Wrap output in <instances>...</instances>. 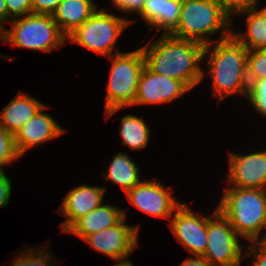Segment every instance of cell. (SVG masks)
I'll return each mask as SVG.
<instances>
[{
  "mask_svg": "<svg viewBox=\"0 0 266 266\" xmlns=\"http://www.w3.org/2000/svg\"><path fill=\"white\" fill-rule=\"evenodd\" d=\"M204 47L201 43L163 33L152 45L148 43L141 50L149 70L179 80L191 90L204 76L198 65L204 59Z\"/></svg>",
  "mask_w": 266,
  "mask_h": 266,
  "instance_id": "1",
  "label": "cell"
},
{
  "mask_svg": "<svg viewBox=\"0 0 266 266\" xmlns=\"http://www.w3.org/2000/svg\"><path fill=\"white\" fill-rule=\"evenodd\" d=\"M208 56L209 73L212 76L213 93L221 101L236 93L248 95V49L225 30Z\"/></svg>",
  "mask_w": 266,
  "mask_h": 266,
  "instance_id": "2",
  "label": "cell"
},
{
  "mask_svg": "<svg viewBox=\"0 0 266 266\" xmlns=\"http://www.w3.org/2000/svg\"><path fill=\"white\" fill-rule=\"evenodd\" d=\"M224 190L218 210L239 236L259 240L266 227V190L236 187Z\"/></svg>",
  "mask_w": 266,
  "mask_h": 266,
  "instance_id": "3",
  "label": "cell"
},
{
  "mask_svg": "<svg viewBox=\"0 0 266 266\" xmlns=\"http://www.w3.org/2000/svg\"><path fill=\"white\" fill-rule=\"evenodd\" d=\"M231 19L217 0H182L179 22L169 34L203 44L205 58L215 42L209 40L208 35L220 28L228 30Z\"/></svg>",
  "mask_w": 266,
  "mask_h": 266,
  "instance_id": "4",
  "label": "cell"
},
{
  "mask_svg": "<svg viewBox=\"0 0 266 266\" xmlns=\"http://www.w3.org/2000/svg\"><path fill=\"white\" fill-rule=\"evenodd\" d=\"M112 60L105 104L106 118L122 107L134 104L139 79L145 67L141 48L127 53L117 51Z\"/></svg>",
  "mask_w": 266,
  "mask_h": 266,
  "instance_id": "5",
  "label": "cell"
},
{
  "mask_svg": "<svg viewBox=\"0 0 266 266\" xmlns=\"http://www.w3.org/2000/svg\"><path fill=\"white\" fill-rule=\"evenodd\" d=\"M11 29L1 30L0 41L31 50L51 51L60 48L66 41L52 15L28 14L21 19H12Z\"/></svg>",
  "mask_w": 266,
  "mask_h": 266,
  "instance_id": "6",
  "label": "cell"
},
{
  "mask_svg": "<svg viewBox=\"0 0 266 266\" xmlns=\"http://www.w3.org/2000/svg\"><path fill=\"white\" fill-rule=\"evenodd\" d=\"M130 23L132 22L109 14L104 9L96 10L67 38L93 52L113 58L112 51L115 41Z\"/></svg>",
  "mask_w": 266,
  "mask_h": 266,
  "instance_id": "7",
  "label": "cell"
},
{
  "mask_svg": "<svg viewBox=\"0 0 266 266\" xmlns=\"http://www.w3.org/2000/svg\"><path fill=\"white\" fill-rule=\"evenodd\" d=\"M213 217H207L208 242L203 257L213 266H239L242 258L239 235L218 208Z\"/></svg>",
  "mask_w": 266,
  "mask_h": 266,
  "instance_id": "8",
  "label": "cell"
},
{
  "mask_svg": "<svg viewBox=\"0 0 266 266\" xmlns=\"http://www.w3.org/2000/svg\"><path fill=\"white\" fill-rule=\"evenodd\" d=\"M138 232V226H128L124 217L118 224L91 234L84 241L95 250L124 263L129 261L126 257L137 247Z\"/></svg>",
  "mask_w": 266,
  "mask_h": 266,
  "instance_id": "9",
  "label": "cell"
},
{
  "mask_svg": "<svg viewBox=\"0 0 266 266\" xmlns=\"http://www.w3.org/2000/svg\"><path fill=\"white\" fill-rule=\"evenodd\" d=\"M175 238L195 256H203L207 248V217L196 215L191 207L181 204L170 222Z\"/></svg>",
  "mask_w": 266,
  "mask_h": 266,
  "instance_id": "10",
  "label": "cell"
},
{
  "mask_svg": "<svg viewBox=\"0 0 266 266\" xmlns=\"http://www.w3.org/2000/svg\"><path fill=\"white\" fill-rule=\"evenodd\" d=\"M169 188L165 189L160 182L145 181L126 194L130 203L141 211L155 217L170 218L182 203L171 196L173 193L168 192Z\"/></svg>",
  "mask_w": 266,
  "mask_h": 266,
  "instance_id": "11",
  "label": "cell"
},
{
  "mask_svg": "<svg viewBox=\"0 0 266 266\" xmlns=\"http://www.w3.org/2000/svg\"><path fill=\"white\" fill-rule=\"evenodd\" d=\"M189 90L183 82L156 74L145 66L133 105L169 103Z\"/></svg>",
  "mask_w": 266,
  "mask_h": 266,
  "instance_id": "12",
  "label": "cell"
},
{
  "mask_svg": "<svg viewBox=\"0 0 266 266\" xmlns=\"http://www.w3.org/2000/svg\"><path fill=\"white\" fill-rule=\"evenodd\" d=\"M229 163L228 181L232 187L266 190V151L230 154Z\"/></svg>",
  "mask_w": 266,
  "mask_h": 266,
  "instance_id": "13",
  "label": "cell"
},
{
  "mask_svg": "<svg viewBox=\"0 0 266 266\" xmlns=\"http://www.w3.org/2000/svg\"><path fill=\"white\" fill-rule=\"evenodd\" d=\"M45 109L46 105L14 135L15 145L20 156L33 146L59 137L65 132L50 115L42 112Z\"/></svg>",
  "mask_w": 266,
  "mask_h": 266,
  "instance_id": "14",
  "label": "cell"
},
{
  "mask_svg": "<svg viewBox=\"0 0 266 266\" xmlns=\"http://www.w3.org/2000/svg\"><path fill=\"white\" fill-rule=\"evenodd\" d=\"M104 193L105 188L88 185H80L70 190L59 208V212L67 218L61 223L62 232H65L76 220L100 206L103 203Z\"/></svg>",
  "mask_w": 266,
  "mask_h": 266,
  "instance_id": "15",
  "label": "cell"
},
{
  "mask_svg": "<svg viewBox=\"0 0 266 266\" xmlns=\"http://www.w3.org/2000/svg\"><path fill=\"white\" fill-rule=\"evenodd\" d=\"M124 217L126 218L124 209L119 210L102 203L87 215L76 220L65 232H71L81 239H85L91 234L118 224Z\"/></svg>",
  "mask_w": 266,
  "mask_h": 266,
  "instance_id": "16",
  "label": "cell"
},
{
  "mask_svg": "<svg viewBox=\"0 0 266 266\" xmlns=\"http://www.w3.org/2000/svg\"><path fill=\"white\" fill-rule=\"evenodd\" d=\"M182 0H145L139 15L164 34H169L178 24Z\"/></svg>",
  "mask_w": 266,
  "mask_h": 266,
  "instance_id": "17",
  "label": "cell"
},
{
  "mask_svg": "<svg viewBox=\"0 0 266 266\" xmlns=\"http://www.w3.org/2000/svg\"><path fill=\"white\" fill-rule=\"evenodd\" d=\"M92 0H62L52 14L61 32L68 37L96 11Z\"/></svg>",
  "mask_w": 266,
  "mask_h": 266,
  "instance_id": "18",
  "label": "cell"
},
{
  "mask_svg": "<svg viewBox=\"0 0 266 266\" xmlns=\"http://www.w3.org/2000/svg\"><path fill=\"white\" fill-rule=\"evenodd\" d=\"M44 106L34 97L19 92L0 112V125L15 135Z\"/></svg>",
  "mask_w": 266,
  "mask_h": 266,
  "instance_id": "19",
  "label": "cell"
},
{
  "mask_svg": "<svg viewBox=\"0 0 266 266\" xmlns=\"http://www.w3.org/2000/svg\"><path fill=\"white\" fill-rule=\"evenodd\" d=\"M243 13L248 14L247 32H232V35L248 50L266 49V6L258 11L251 9Z\"/></svg>",
  "mask_w": 266,
  "mask_h": 266,
  "instance_id": "20",
  "label": "cell"
},
{
  "mask_svg": "<svg viewBox=\"0 0 266 266\" xmlns=\"http://www.w3.org/2000/svg\"><path fill=\"white\" fill-rule=\"evenodd\" d=\"M113 158L107 169L108 173H103L102 175L106 180H111L120 185L127 193L141 182L138 175V167H136V164L129 158L128 154H124L123 152L116 154Z\"/></svg>",
  "mask_w": 266,
  "mask_h": 266,
  "instance_id": "21",
  "label": "cell"
},
{
  "mask_svg": "<svg viewBox=\"0 0 266 266\" xmlns=\"http://www.w3.org/2000/svg\"><path fill=\"white\" fill-rule=\"evenodd\" d=\"M121 123L120 135L123 145H128L131 150H140L148 145L150 128L142 118L136 115H125Z\"/></svg>",
  "mask_w": 266,
  "mask_h": 266,
  "instance_id": "22",
  "label": "cell"
},
{
  "mask_svg": "<svg viewBox=\"0 0 266 266\" xmlns=\"http://www.w3.org/2000/svg\"><path fill=\"white\" fill-rule=\"evenodd\" d=\"M247 78L249 86L256 80L266 78V49L248 50Z\"/></svg>",
  "mask_w": 266,
  "mask_h": 266,
  "instance_id": "23",
  "label": "cell"
},
{
  "mask_svg": "<svg viewBox=\"0 0 266 266\" xmlns=\"http://www.w3.org/2000/svg\"><path fill=\"white\" fill-rule=\"evenodd\" d=\"M21 157L15 145L14 134L0 125V171L2 167Z\"/></svg>",
  "mask_w": 266,
  "mask_h": 266,
  "instance_id": "24",
  "label": "cell"
},
{
  "mask_svg": "<svg viewBox=\"0 0 266 266\" xmlns=\"http://www.w3.org/2000/svg\"><path fill=\"white\" fill-rule=\"evenodd\" d=\"M247 98L254 109L266 117V78L256 80L249 86Z\"/></svg>",
  "mask_w": 266,
  "mask_h": 266,
  "instance_id": "25",
  "label": "cell"
},
{
  "mask_svg": "<svg viewBox=\"0 0 266 266\" xmlns=\"http://www.w3.org/2000/svg\"><path fill=\"white\" fill-rule=\"evenodd\" d=\"M36 252L37 253L32 252L31 249L25 252L28 254L23 253L22 256L14 258L13 266H53L50 261V258L52 259V253L49 254V251L45 253L44 250H39V248Z\"/></svg>",
  "mask_w": 266,
  "mask_h": 266,
  "instance_id": "26",
  "label": "cell"
},
{
  "mask_svg": "<svg viewBox=\"0 0 266 266\" xmlns=\"http://www.w3.org/2000/svg\"><path fill=\"white\" fill-rule=\"evenodd\" d=\"M223 11L231 18L232 14H238L256 9L258 0H217Z\"/></svg>",
  "mask_w": 266,
  "mask_h": 266,
  "instance_id": "27",
  "label": "cell"
},
{
  "mask_svg": "<svg viewBox=\"0 0 266 266\" xmlns=\"http://www.w3.org/2000/svg\"><path fill=\"white\" fill-rule=\"evenodd\" d=\"M253 245L249 246L246 254L254 258L252 266H266V233L259 240L252 241Z\"/></svg>",
  "mask_w": 266,
  "mask_h": 266,
  "instance_id": "28",
  "label": "cell"
},
{
  "mask_svg": "<svg viewBox=\"0 0 266 266\" xmlns=\"http://www.w3.org/2000/svg\"><path fill=\"white\" fill-rule=\"evenodd\" d=\"M7 14L12 19L32 13V0H6Z\"/></svg>",
  "mask_w": 266,
  "mask_h": 266,
  "instance_id": "29",
  "label": "cell"
},
{
  "mask_svg": "<svg viewBox=\"0 0 266 266\" xmlns=\"http://www.w3.org/2000/svg\"><path fill=\"white\" fill-rule=\"evenodd\" d=\"M62 0H32V13L52 15Z\"/></svg>",
  "mask_w": 266,
  "mask_h": 266,
  "instance_id": "30",
  "label": "cell"
},
{
  "mask_svg": "<svg viewBox=\"0 0 266 266\" xmlns=\"http://www.w3.org/2000/svg\"><path fill=\"white\" fill-rule=\"evenodd\" d=\"M145 0H112L120 11L140 13Z\"/></svg>",
  "mask_w": 266,
  "mask_h": 266,
  "instance_id": "31",
  "label": "cell"
},
{
  "mask_svg": "<svg viewBox=\"0 0 266 266\" xmlns=\"http://www.w3.org/2000/svg\"><path fill=\"white\" fill-rule=\"evenodd\" d=\"M11 181L3 171H0V208L7 206L11 195Z\"/></svg>",
  "mask_w": 266,
  "mask_h": 266,
  "instance_id": "32",
  "label": "cell"
},
{
  "mask_svg": "<svg viewBox=\"0 0 266 266\" xmlns=\"http://www.w3.org/2000/svg\"><path fill=\"white\" fill-rule=\"evenodd\" d=\"M179 266H213L205 257L194 256L185 259Z\"/></svg>",
  "mask_w": 266,
  "mask_h": 266,
  "instance_id": "33",
  "label": "cell"
},
{
  "mask_svg": "<svg viewBox=\"0 0 266 266\" xmlns=\"http://www.w3.org/2000/svg\"><path fill=\"white\" fill-rule=\"evenodd\" d=\"M10 19L7 14L6 0H0V30L4 27L2 26L3 22Z\"/></svg>",
  "mask_w": 266,
  "mask_h": 266,
  "instance_id": "34",
  "label": "cell"
},
{
  "mask_svg": "<svg viewBox=\"0 0 266 266\" xmlns=\"http://www.w3.org/2000/svg\"><path fill=\"white\" fill-rule=\"evenodd\" d=\"M114 266H133L132 265V262L131 261H128V262H124V263H118V264H115Z\"/></svg>",
  "mask_w": 266,
  "mask_h": 266,
  "instance_id": "35",
  "label": "cell"
}]
</instances>
